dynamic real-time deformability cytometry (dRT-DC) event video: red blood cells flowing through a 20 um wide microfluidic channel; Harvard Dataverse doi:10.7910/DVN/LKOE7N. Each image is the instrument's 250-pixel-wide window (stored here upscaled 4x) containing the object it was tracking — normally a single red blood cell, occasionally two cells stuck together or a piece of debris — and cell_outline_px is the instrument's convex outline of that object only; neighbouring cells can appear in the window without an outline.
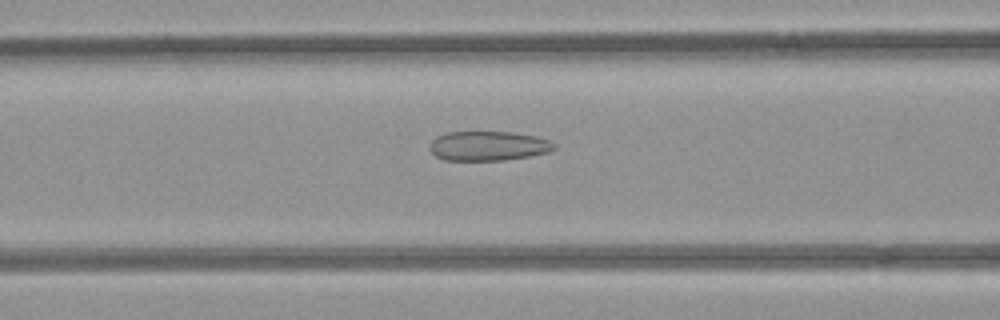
{"species": "common noctule bat (a hibernating species)", "species_latin": "Nyctalus noctula", "temperature_condition": "room temperature", "stored_images_in_passage": 40, "camera_frame_rate_fps": 3000, "um_per_image_px": 0.085, "animal": {"sex": "female", "body_mass_g": 21.9}, "frame": {"image": 1, "passage_image": 9, "time_ms": 2.667, "image_size_px": [1000, 320], "cell_outline_px": [[556, 148], [548, 152], [528, 156], [504, 160], [444, 160], [436, 156], [428, 148], [432, 140], [436, 136], [448, 132], [512, 132], [536, 136], [548, 140], [556, 144]], "centroid_in_image_um": [41.49, 12.4], "position_along_channel_um": 125.1, "area_um2": 21.39}}
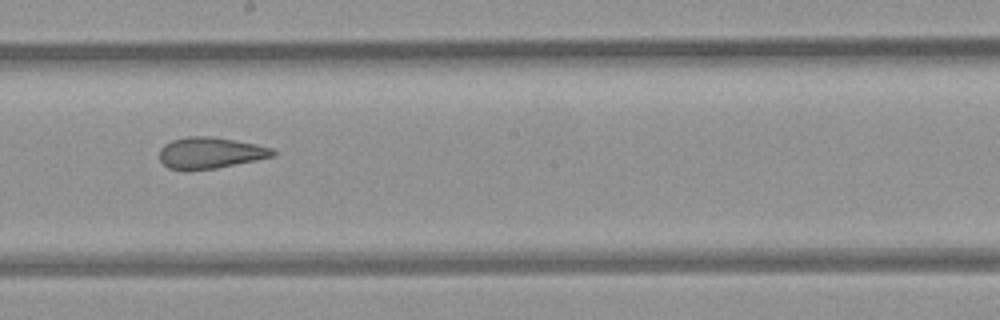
{"frame": {"image": 2, "passage_image": 17, "time_ms": 5.333, "image_size_px": [1000, 320], "cell_outline_px": [[276, 156], [216, 168], [188, 172], [168, 168], [160, 160], [160, 148], [164, 144], [172, 140], [184, 136], [212, 136], [256, 144], [272, 148], [276, 152]], "centroid_in_image_um": [17.84, 13.01], "position_along_channel_um": 230.4, "area_um2": 21.04}}
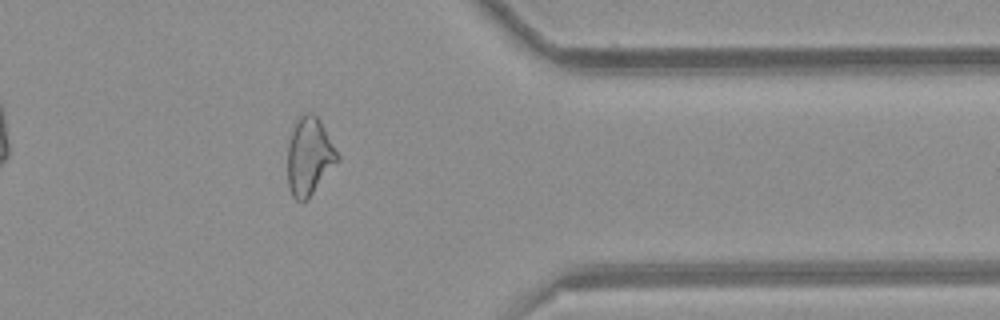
{"frame": {"image": 3, "passage_image": 30, "time_ms": 9.667, "image_size_px": [1000, 320], "cell_outline_px": [[340, 160], [308, 200], [300, 204], [292, 196], [288, 188], [288, 144], [292, 128], [296, 120], [304, 112], [312, 112], [320, 120], [340, 156]], "centroid_in_image_um": [26.29, 13.32], "position_along_channel_um": 385.1, "area_um2": 23.06}, "authors_computed_cell_mechanics": {"area_um2": 22.2819, "velocity_mm_per_s": 3.9381, "shape_relaxation_time_tau1_ms": null, "shape_relaxation_time_tau2_ms": 1.9871, "deformation_change_tau1": null, "deformation_change_tau2": 0.1097}}